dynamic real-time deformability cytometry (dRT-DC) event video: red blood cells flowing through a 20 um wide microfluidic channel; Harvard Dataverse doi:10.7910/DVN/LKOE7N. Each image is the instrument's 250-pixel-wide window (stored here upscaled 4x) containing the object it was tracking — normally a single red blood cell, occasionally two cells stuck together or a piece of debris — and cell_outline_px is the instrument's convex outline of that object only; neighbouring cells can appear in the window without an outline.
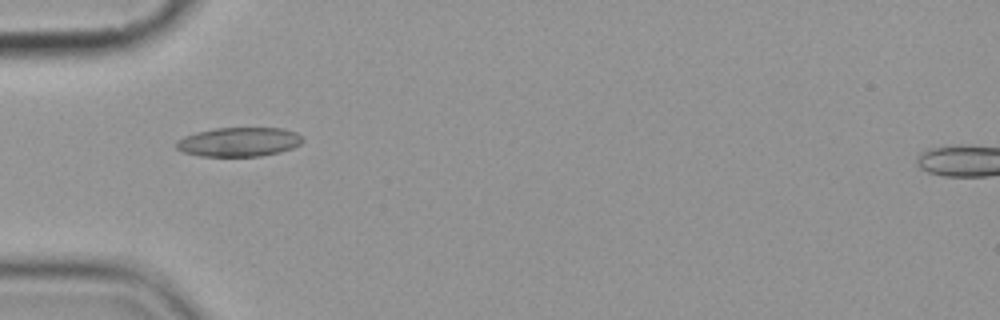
{"species": "common noctule bat (a hibernating species)", "species_latin": "Nyctalus noctula", "temperature_condition": "cold", "stored_images_in_passage": 1, "camera_frame_rate_fps": 3000, "um_per_image_px": 0.085, "animal": {"sex": "female", "body_mass_g": 19.9}, "frame": {"image": 1, "passage_image": 1, "time_ms": 0.0, "image_size_px": [1000, 320], "cell_outline_px": [[304, 140], [300, 144], [292, 148], [280, 152], [260, 156], [200, 156], [184, 152], [176, 148], [176, 140], [184, 136], [196, 132], [216, 128], [284, 128], [296, 132]], "centroid_in_image_um": [20.31, 12.06], "position_along_channel_um": 64.7, "area_um2": 21.5}}